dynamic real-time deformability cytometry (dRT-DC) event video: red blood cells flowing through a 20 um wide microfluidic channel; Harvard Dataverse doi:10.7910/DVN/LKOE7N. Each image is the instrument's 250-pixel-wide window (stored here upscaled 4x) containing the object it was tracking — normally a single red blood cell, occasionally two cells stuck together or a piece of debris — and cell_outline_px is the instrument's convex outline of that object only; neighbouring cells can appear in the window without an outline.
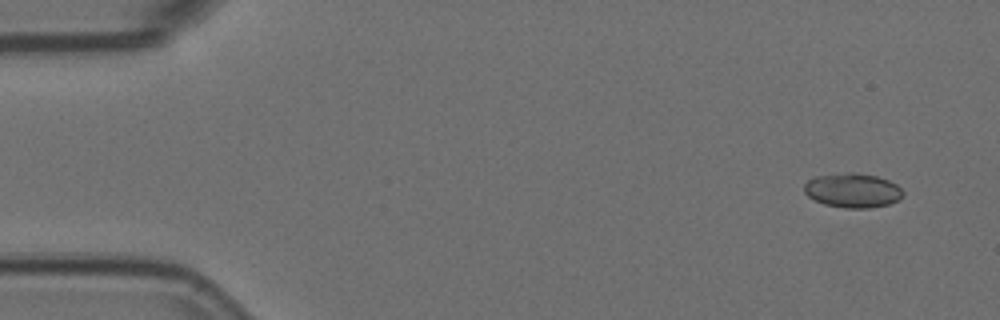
{"species": "Egyptian fruit bat (a non-hibernating species)", "species_latin": "Rousettus aegyptiacus", "temperature_condition": "room temperature", "stored_images_in_passage": 5, "camera_frame_rate_fps": 3000, "um_per_image_px": 0.085, "animal": {"sex": "female"}, "frame": {"image": 1, "passage_image": 1, "time_ms": 0.0, "image_size_px": [1000, 320], "cell_outline_px": [[904, 196], [900, 200], [888, 204], [868, 208], [844, 208], [824, 204], [808, 196], [804, 192], [804, 184], [808, 180], [816, 176], [848, 172], [856, 172], [876, 176], [888, 180], [896, 184], [904, 192]], "centroid_in_image_um": [72.49, 16.18], "position_along_channel_um": 12.5, "area_um2": 19.88}}